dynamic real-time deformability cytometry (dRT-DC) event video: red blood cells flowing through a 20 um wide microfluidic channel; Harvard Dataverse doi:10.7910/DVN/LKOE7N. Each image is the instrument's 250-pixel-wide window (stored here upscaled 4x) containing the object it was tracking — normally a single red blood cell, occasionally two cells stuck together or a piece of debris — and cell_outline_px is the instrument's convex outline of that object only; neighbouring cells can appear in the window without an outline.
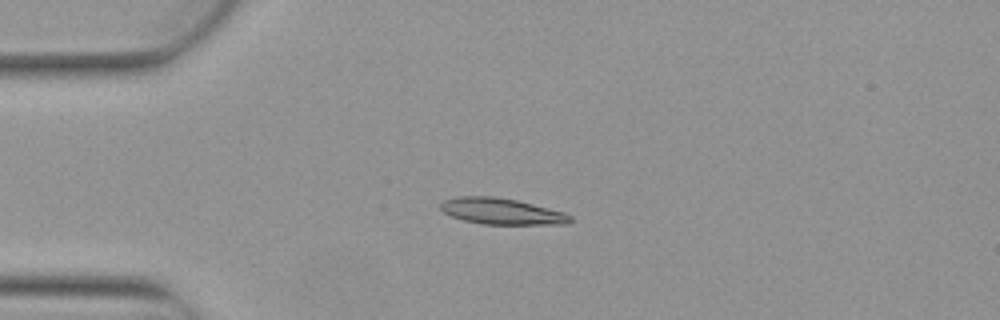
{"species": "Egyptian fruit bat (a non-hibernating species)", "species_latin": "Rousettus aegyptiacus", "temperature_condition": "warm", "stored_images_in_passage": 6, "camera_frame_rate_fps": 3000, "um_per_image_px": 0.085, "animal": {"sex": "female"}, "frame": {"image": 1, "passage_image": 4, "time_ms": 1.0, "image_size_px": [1000, 320], "cell_outline_px": [[572, 220], [568, 224], [480, 224], [464, 220], [452, 216], [444, 212], [440, 208], [440, 204], [444, 200], [456, 196], [492, 196], [516, 200], [564, 212], [572, 216]], "centroid_in_image_um": [42.63, 17.96], "position_along_channel_um": 42.4, "area_um2": 19.71}}